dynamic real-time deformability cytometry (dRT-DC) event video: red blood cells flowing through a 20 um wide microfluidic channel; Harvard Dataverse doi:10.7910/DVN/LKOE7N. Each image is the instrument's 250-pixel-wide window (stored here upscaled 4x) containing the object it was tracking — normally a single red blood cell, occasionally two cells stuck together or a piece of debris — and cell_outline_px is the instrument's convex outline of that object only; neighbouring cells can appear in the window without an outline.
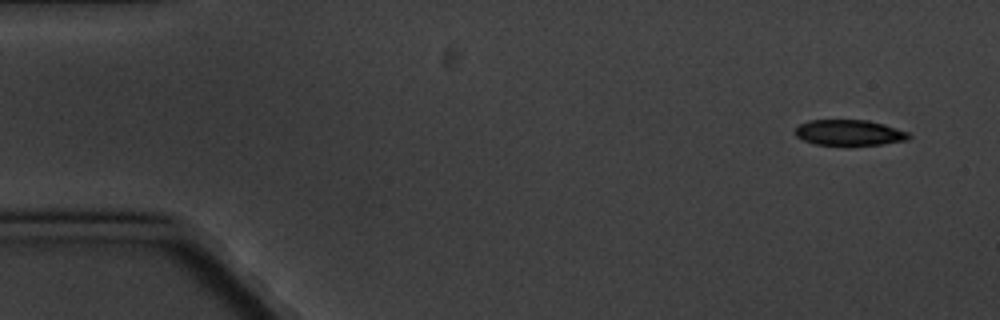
{"species": "common noctule bat (a hibernating species)", "species_latin": "Nyctalus noctula", "temperature_condition": "cold", "stored_images_in_passage": 7, "camera_frame_rate_fps": 3000, "um_per_image_px": 0.085, "animal": {"sex": "male", "body_mass_g": 20.1, "forearm_length_mm": 53.5}, "frame": {"image": 1, "passage_image": 1, "time_ms": 0.0, "image_size_px": [1000, 320], "cell_outline_px": [[912, 136], [908, 140], [880, 144], [848, 148], [816, 144], [804, 140], [796, 136], [792, 132], [800, 124], [808, 120], [868, 120], [884, 124], [908, 132]], "centroid_in_image_um": [72.17, 11.31], "position_along_channel_um": 12.8, "area_um2": 17.74}}
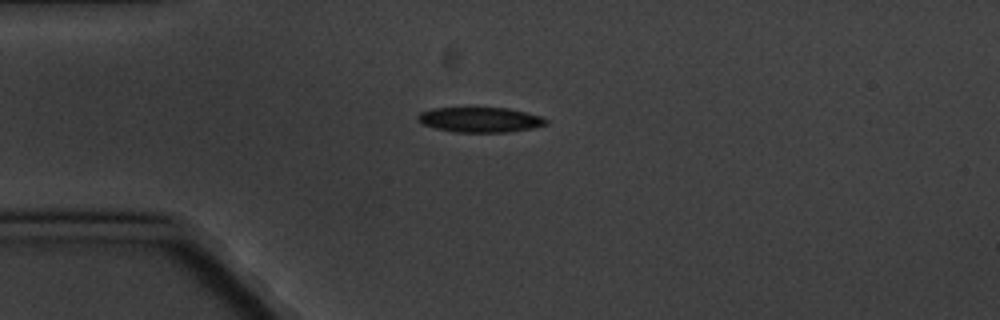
{"frame": {"image": 2, "passage_image": 4, "time_ms": 3.667, "image_size_px": [1000, 320], "cell_outline_px": [[548, 124], [532, 128], [508, 132], [456, 132], [436, 128], [424, 124], [416, 120], [416, 116], [420, 112], [432, 108], [508, 108], [540, 116], [548, 120]], "centroid_in_image_um": [40.79, 10.17], "position_along_channel_um": 44.2, "area_um2": 18.61}}